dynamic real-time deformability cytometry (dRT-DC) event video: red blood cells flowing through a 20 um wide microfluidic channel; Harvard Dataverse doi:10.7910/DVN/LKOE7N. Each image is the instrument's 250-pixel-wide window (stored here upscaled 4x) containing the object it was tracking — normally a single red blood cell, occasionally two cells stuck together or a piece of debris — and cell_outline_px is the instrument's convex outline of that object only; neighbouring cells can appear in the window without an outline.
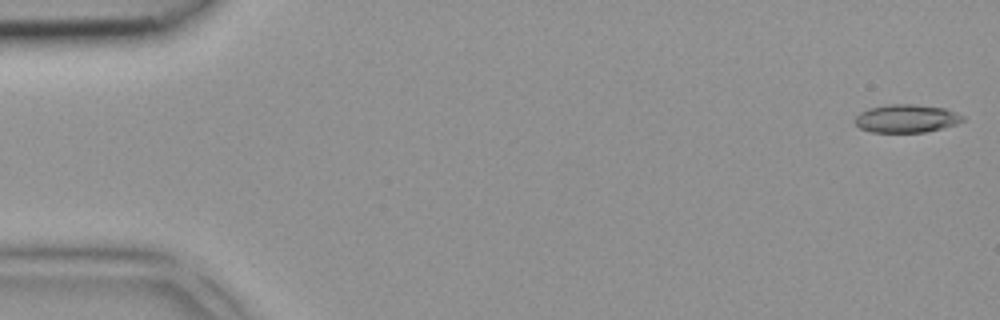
{"species": "common noctule bat (a hibernating species)", "species_latin": "Nyctalus noctula", "temperature_condition": "room temperature", "stored_images_in_passage": 4, "camera_frame_rate_fps": 3000, "um_per_image_px": 0.085, "animal": {"sex": "female", "body_mass_g": 18.4}, "frame": {"image": 1, "passage_image": 1, "time_ms": 0.0, "image_size_px": [1000, 320], "cell_outline_px": [[964, 120], [956, 124], [924, 132], [872, 132], [860, 128], [856, 124], [856, 116], [860, 112], [868, 108], [892, 104], [912, 104], [944, 108], [964, 116]], "centroid_in_image_um": [77.03, 10.07], "position_along_channel_um": 8.0, "area_um2": 17.4}}
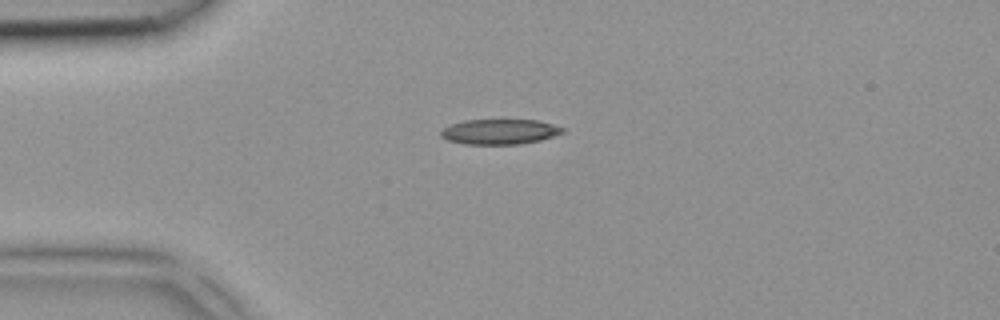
{"frame": {"image": 2, "passage_image": 4, "time_ms": 1.0, "image_size_px": [1000, 320], "cell_outline_px": [[564, 132], [540, 140], [520, 144], [464, 144], [448, 140], [440, 136], [440, 132], [444, 128], [452, 124], [464, 120], [540, 120], [564, 128]], "centroid_in_image_um": [42.46, 11.19], "position_along_channel_um": 42.5, "area_um2": 17.74}}